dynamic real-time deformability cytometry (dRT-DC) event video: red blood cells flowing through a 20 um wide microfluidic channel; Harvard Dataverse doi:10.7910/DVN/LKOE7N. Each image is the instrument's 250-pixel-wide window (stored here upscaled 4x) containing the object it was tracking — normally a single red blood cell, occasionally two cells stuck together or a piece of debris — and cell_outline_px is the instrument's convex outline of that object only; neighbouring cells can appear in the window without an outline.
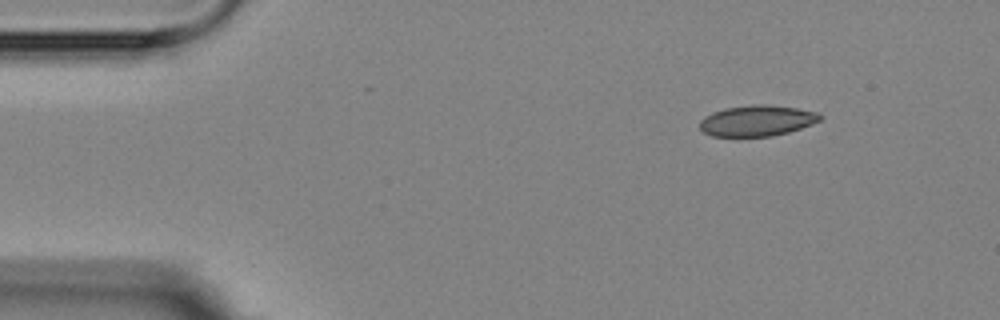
{"species": "Egyptian fruit bat (a non-hibernating species)", "species_latin": "Rousettus aegyptiacus", "temperature_condition": "room temperature", "stored_images_in_passage": 4, "camera_frame_rate_fps": 3000, "um_per_image_px": 0.085, "animal": {"sex": "female"}, "frame": {"image": 1, "passage_image": 1, "time_ms": 0.0, "image_size_px": [1000, 320], "cell_outline_px": [[824, 116], [820, 120], [812, 124], [788, 132], [772, 136], [712, 136], [704, 132], [700, 128], [700, 120], [704, 116], [712, 112], [724, 108], [752, 104], [764, 104], [796, 108], [820, 112]], "centroid_in_image_um": [64.36, 10.25], "position_along_channel_um": 20.6, "area_um2": 21.73}}
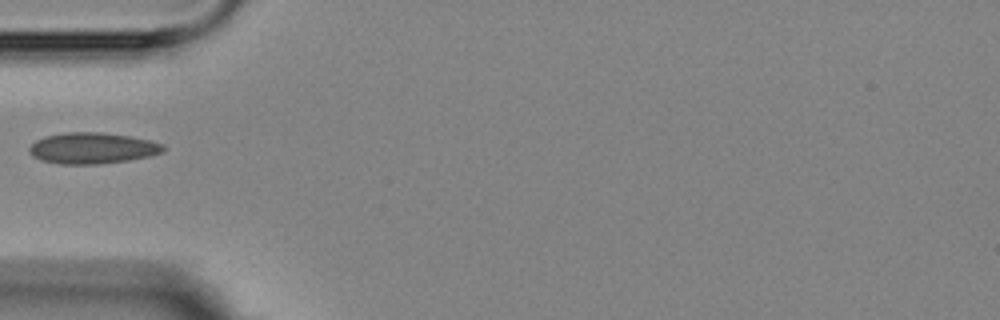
{"frame": {"image": 2, "passage_image": 4, "time_ms": 3.667, "image_size_px": [1000, 320], "cell_outline_px": [[164, 152], [152, 156], [128, 160], [100, 164], [60, 164], [40, 160], [32, 156], [28, 148], [36, 140], [44, 136], [64, 132], [104, 132], [128, 136], [148, 140], [164, 144]], "centroid_in_image_um": [7.85, 12.59], "position_along_channel_um": 77.2, "area_um2": 24.45}}